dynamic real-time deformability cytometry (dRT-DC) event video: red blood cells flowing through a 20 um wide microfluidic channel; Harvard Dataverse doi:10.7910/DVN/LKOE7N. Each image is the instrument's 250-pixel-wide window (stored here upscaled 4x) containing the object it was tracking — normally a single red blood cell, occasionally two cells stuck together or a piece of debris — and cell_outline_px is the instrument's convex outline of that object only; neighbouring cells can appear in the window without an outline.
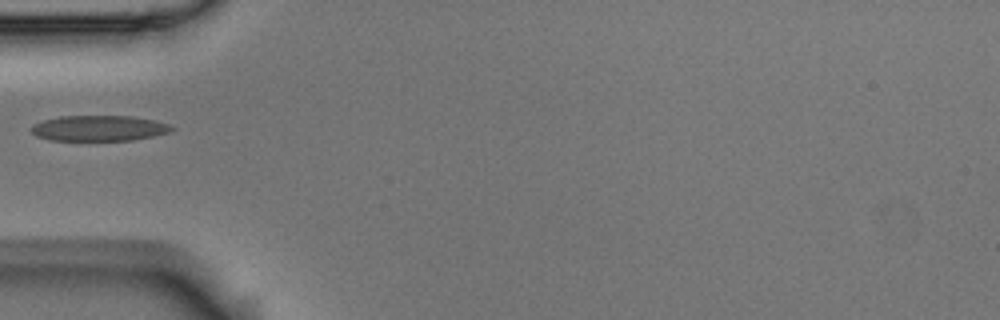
{"species": "Egyptian fruit bat (a non-hibernating species)", "species_latin": "Rousettus aegyptiacus", "temperature_condition": "room temperature", "stored_images_in_passage": 6, "camera_frame_rate_fps": 3000, "um_per_image_px": 0.085, "animal": {"sex": "male"}, "frame": {"image": 1, "passage_image": 5, "time_ms": 1.333, "image_size_px": [1000, 320], "cell_outline_px": [[176, 128], [168, 132], [152, 136], [132, 140], [48, 140], [36, 136], [32, 132], [32, 124], [44, 120], [60, 116], [132, 116], [156, 120], [168, 124]], "centroid_in_image_um": [8.41, 10.89], "position_along_channel_um": 76.6, "area_um2": 20.87}}
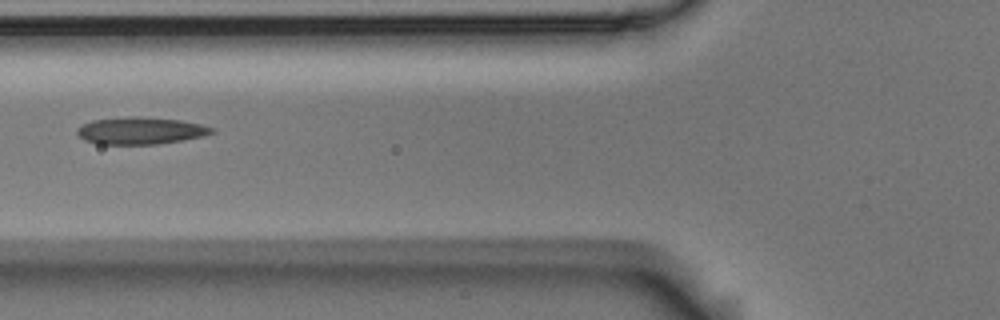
{"frame": {"image": 2, "passage_image": 6, "time_ms": 1.667, "image_size_px": [1000, 320], "cell_outline_px": [[216, 132], [204, 136], [184, 140], [156, 144], [96, 144], [84, 140], [76, 132], [76, 128], [92, 120], [128, 116], [140, 116], [180, 120], [200, 124], [216, 128]], "centroid_in_image_um": [11.97, 11.1], "position_along_channel_um": 113.8, "area_um2": 21.5}}